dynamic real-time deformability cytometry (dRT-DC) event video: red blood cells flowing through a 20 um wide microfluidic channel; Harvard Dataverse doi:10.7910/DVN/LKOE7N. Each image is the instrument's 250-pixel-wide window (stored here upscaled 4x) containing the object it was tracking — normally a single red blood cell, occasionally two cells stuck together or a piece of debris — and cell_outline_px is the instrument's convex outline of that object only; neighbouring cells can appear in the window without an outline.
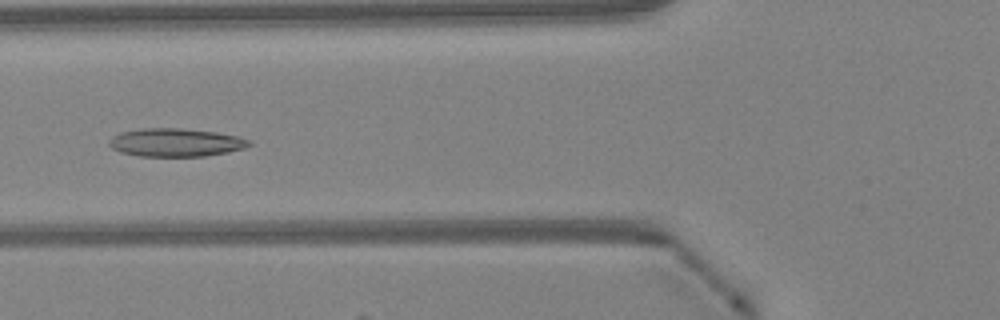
{"species": "Egyptian fruit bat (a non-hibernating species)", "species_latin": "Rousettus aegyptiacus", "temperature_condition": "warm", "stored_images_in_passage": 48, "camera_frame_rate_fps": 3000, "um_per_image_px": 0.085, "animal": {"sex": "female"}, "frame": {"image": 1, "passage_image": 19, "time_ms": 6.0, "image_size_px": [1000, 320], "cell_outline_px": [[252, 144], [244, 148], [228, 152], [204, 156], [140, 156], [120, 152], [112, 148], [108, 144], [108, 140], [112, 136], [120, 132], [144, 128], [180, 128], [216, 132], [236, 136], [248, 140]], "centroid_in_image_um": [14.89, 12.11], "position_along_channel_um": 110.9, "area_um2": 22.95}}
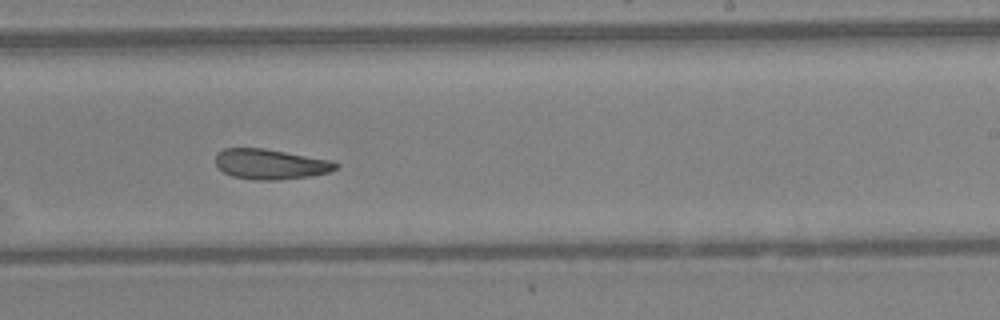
{"frame": {"image": 2, "passage_image": 30, "time_ms": 9.667, "image_size_px": [1000, 320], "cell_outline_px": [[340, 164], [336, 168], [328, 172], [312, 176], [276, 180], [252, 180], [232, 176], [224, 172], [216, 164], [216, 152], [224, 148], [264, 148], [332, 160]], "centroid_in_image_um": [22.99, 13.95], "position_along_channel_um": 266.0, "area_um2": 21.27}}
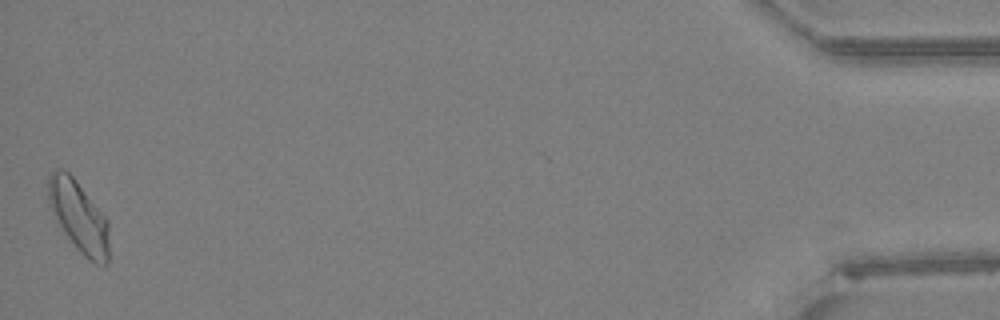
{"frame": {"image": 3, "passage_image": 48, "time_ms": 15.667, "image_size_px": [1000, 320], "cell_outline_px": [[108, 264], [104, 268], [96, 264], [84, 256], [76, 248], [64, 232], [56, 220], [48, 204], [48, 176], [56, 168], [64, 168], [72, 176], [108, 220]], "centroid_in_image_um": [6.69, 18.42], "position_along_channel_um": 428.5, "area_um2": 25.2}, "authors_computed_cell_mechanics": {"area_um2": 22.6576, "velocity_mm_per_s": 4.2531, "shape_relaxation_time_tau1_ms": null, "shape_relaxation_time_tau2_ms": 4.8801, "deformation_change_tau1": null, "deformation_change_tau2": 0.1226}}